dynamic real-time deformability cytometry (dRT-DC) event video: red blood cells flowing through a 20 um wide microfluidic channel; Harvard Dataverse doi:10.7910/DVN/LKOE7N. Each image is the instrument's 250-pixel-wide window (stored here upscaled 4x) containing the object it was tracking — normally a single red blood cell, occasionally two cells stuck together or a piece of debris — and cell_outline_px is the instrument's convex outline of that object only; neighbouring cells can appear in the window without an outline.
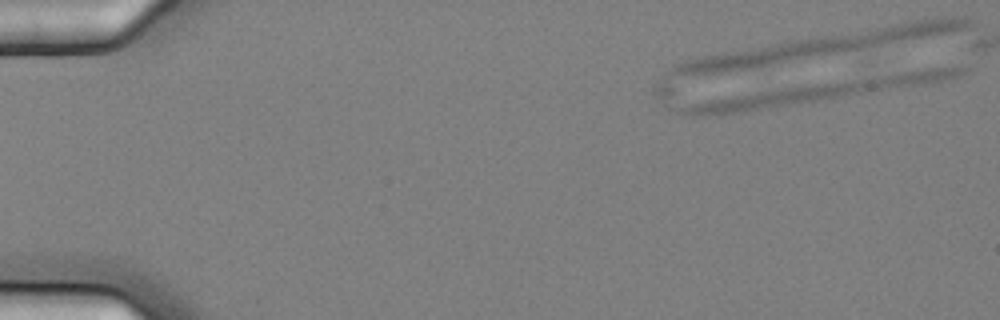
{"species": "common noctule bat (a hibernating species)", "species_latin": "Nyctalus noctula", "temperature_condition": "cold", "stored_images_in_passage": 11, "camera_frame_rate_fps": 3000, "um_per_image_px": 0.085, "animal": {"sex": "female", "body_mass_g": 25.1}, "frame": {"image": 1, "passage_image": 1, "time_ms": 0.0, "image_size_px": [1000, 320], "cell_outline_px": [[968, 68], [960, 76], [944, 80], [832, 100], [716, 116], [692, 116], [680, 112], [680, 104], [760, 92], [816, 84], [932, 68]], "centroid_in_image_um": [69.43, 7.86], "position_along_channel_um": 15.6, "area_um2": 32.89}}